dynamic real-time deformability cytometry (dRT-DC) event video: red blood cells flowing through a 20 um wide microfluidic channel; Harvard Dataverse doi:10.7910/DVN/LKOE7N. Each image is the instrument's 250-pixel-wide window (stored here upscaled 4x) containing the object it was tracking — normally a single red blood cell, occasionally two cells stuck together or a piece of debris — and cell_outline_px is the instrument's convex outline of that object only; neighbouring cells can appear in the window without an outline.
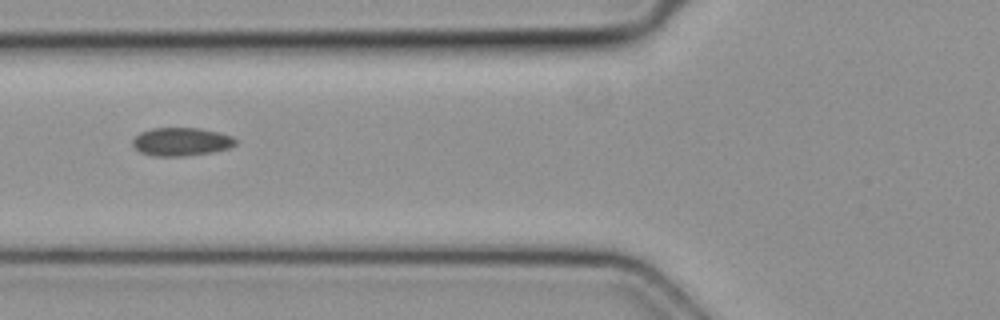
{"species": "common noctule bat (a hibernating species)", "species_latin": "Nyctalus noctula", "temperature_condition": "cold", "stored_images_in_passage": 3, "camera_frame_rate_fps": 3000, "um_per_image_px": 0.085, "animal": {"sex": "female", "body_mass_g": 19.3, "forearm_length_mm": 54.1}, "frame": {"image": 1, "passage_image": 3, "time_ms": 0.667, "image_size_px": [1000, 320], "cell_outline_px": [[236, 144], [228, 148], [212, 152], [184, 156], [152, 156], [140, 152], [132, 144], [132, 140], [140, 132], [152, 128], [200, 128], [220, 132], [232, 136], [236, 140]], "centroid_in_image_um": [15.4, 12.04], "position_along_channel_um": 110.4, "area_um2": 16.99}}